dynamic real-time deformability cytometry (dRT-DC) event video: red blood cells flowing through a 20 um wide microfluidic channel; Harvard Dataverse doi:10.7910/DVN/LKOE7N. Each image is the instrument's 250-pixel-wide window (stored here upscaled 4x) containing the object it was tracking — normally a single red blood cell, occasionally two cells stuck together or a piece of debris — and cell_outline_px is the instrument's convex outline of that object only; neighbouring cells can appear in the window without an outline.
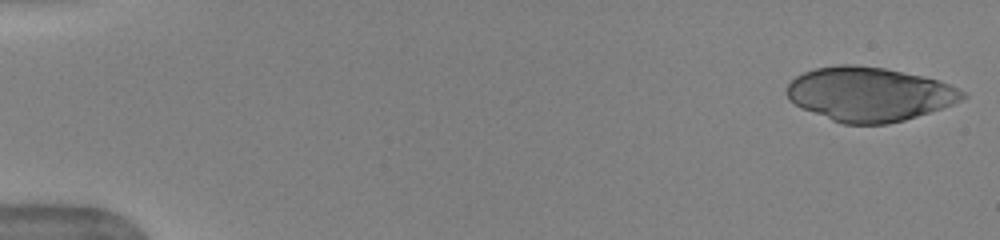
{"species": "human", "species_latin": "Homo sapiens", "temperature_condition": "warm", "stored_images_in_passage": 19, "camera_frame_rate_fps": 3000, "um_per_image_px": 0.085, "donor": {"sex": "female"}, "frame": {"image": 1, "passage_image": 1, "time_ms": 0.0, "image_size_px": [1000, 240], "cell_outline_px": [[968, 96], [952, 104], [904, 120], [888, 124], [844, 124], [832, 120], [800, 108], [788, 100], [784, 92], [788, 84], [796, 76], [804, 72], [816, 68], [836, 64], [852, 64], [884, 68], [924, 76], [948, 84], [964, 92]], "centroid_in_image_um": [73.82, 8.0], "position_along_channel_um": 11.2, "area_um2": 55.37}}